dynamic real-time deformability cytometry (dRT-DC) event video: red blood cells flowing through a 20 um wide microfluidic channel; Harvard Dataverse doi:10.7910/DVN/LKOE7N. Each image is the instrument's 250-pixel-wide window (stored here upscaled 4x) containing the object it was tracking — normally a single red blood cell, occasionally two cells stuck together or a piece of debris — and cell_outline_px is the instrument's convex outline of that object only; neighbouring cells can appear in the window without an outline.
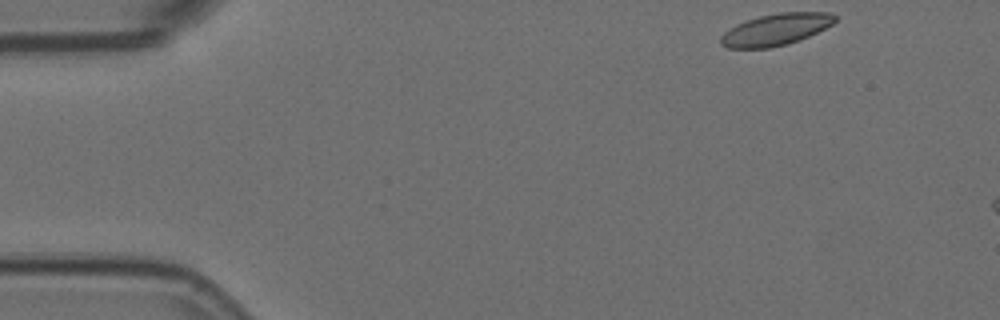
{"species": "Egyptian fruit bat (a non-hibernating species)", "species_latin": "Rousettus aegyptiacus", "temperature_condition": "room temperature", "stored_images_in_passage": 4, "camera_frame_rate_fps": 3000, "um_per_image_px": 0.085, "animal": {"sex": "female"}, "frame": {"image": 1, "passage_image": 1, "time_ms": 0.0, "image_size_px": [1000, 320], "cell_outline_px": [[836, 20], [832, 24], [800, 40], [788, 44], [772, 48], [728, 48], [720, 44], [720, 36], [724, 32], [736, 24], [760, 16], [780, 12], [828, 12], [836, 16]], "centroid_in_image_um": [65.92, 2.52], "position_along_channel_um": 19.1, "area_um2": 21.04}}